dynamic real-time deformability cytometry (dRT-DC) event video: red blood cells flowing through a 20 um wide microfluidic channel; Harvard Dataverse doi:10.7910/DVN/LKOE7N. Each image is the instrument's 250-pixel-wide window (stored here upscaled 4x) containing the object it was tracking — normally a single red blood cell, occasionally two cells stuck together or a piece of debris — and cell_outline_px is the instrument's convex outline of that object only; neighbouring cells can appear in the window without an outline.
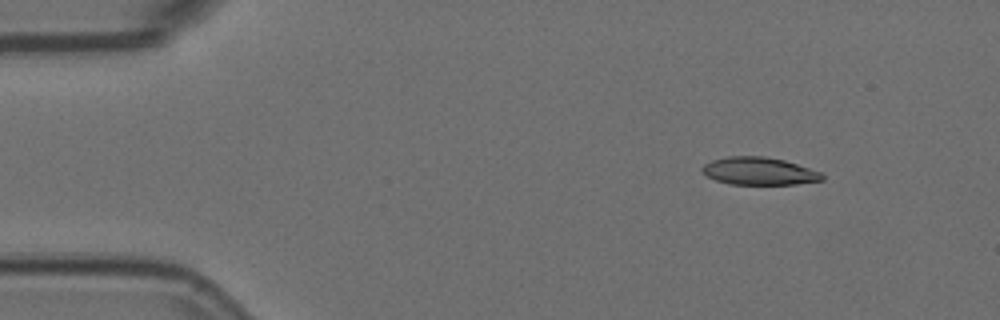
{"species": "Egyptian fruit bat (a non-hibernating species)", "species_latin": "Rousettus aegyptiacus", "temperature_condition": "room temperature", "stored_images_in_passage": 14, "camera_frame_rate_fps": 3000, "um_per_image_px": 0.085, "animal": {"sex": "female"}, "frame": {"image": 1, "passage_image": 2, "time_ms": 0.333, "image_size_px": [1000, 320], "cell_outline_px": [[824, 180], [796, 184], [728, 184], [716, 180], [708, 176], [700, 168], [704, 164], [712, 160], [728, 156], [764, 156], [784, 160], [820, 172], [824, 176]], "centroid_in_image_um": [64.51, 14.54], "position_along_channel_um": 20.5, "area_um2": 19.19}}
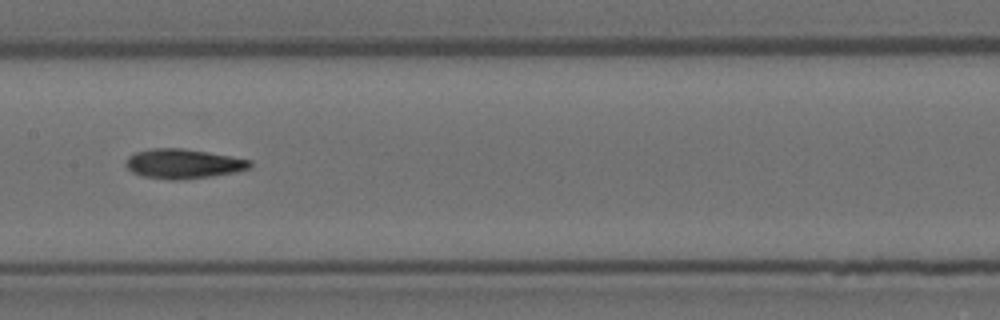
{"frame": {"image": 2, "passage_image": 7, "time_ms": 2.0, "image_size_px": [1000, 320], "cell_outline_px": [[252, 164], [248, 168], [236, 172], [212, 176], [180, 180], [172, 180], [144, 176], [132, 172], [124, 164], [128, 156], [136, 152], [152, 148], [184, 148], [208, 152], [252, 160]], "centroid_in_image_um": [15.57, 13.91], "position_along_channel_um": 191.8, "area_um2": 21.39}}
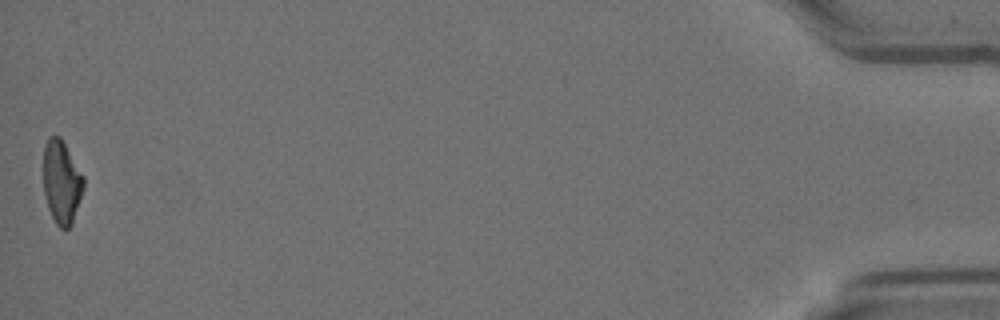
{"frame": {"image": 3, "passage_image": 14, "time_ms": 4.333, "image_size_px": [1000, 320], "cell_outline_px": [[84, 188], [72, 224], [68, 228], [60, 228], [56, 224], [48, 208], [44, 192], [44, 144], [48, 136], [60, 136], [84, 176]], "centroid_in_image_um": [5.24, 15.46], "position_along_channel_um": 430.0, "area_um2": 19.48}}